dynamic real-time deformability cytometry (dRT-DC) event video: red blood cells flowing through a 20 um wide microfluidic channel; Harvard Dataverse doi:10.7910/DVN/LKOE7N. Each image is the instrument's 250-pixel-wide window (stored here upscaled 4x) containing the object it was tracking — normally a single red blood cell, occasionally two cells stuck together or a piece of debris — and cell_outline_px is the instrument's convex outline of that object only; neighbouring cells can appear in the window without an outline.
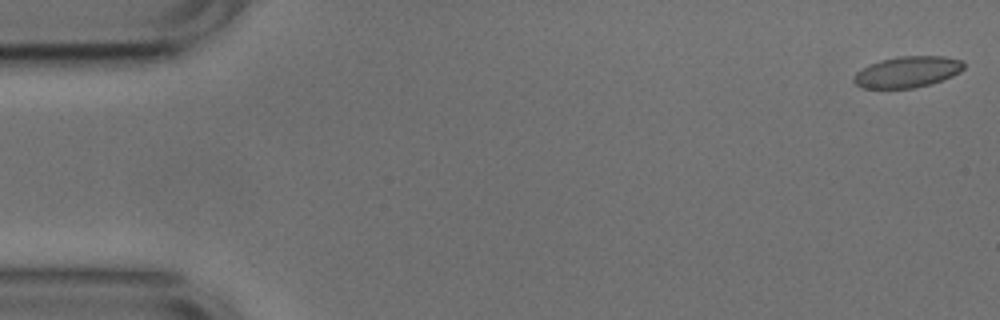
{"species": "common noctule bat (a hibernating species)", "species_latin": "Nyctalus noctula", "temperature_condition": "cold", "stored_images_in_passage": 53, "camera_frame_rate_fps": 3000, "um_per_image_px": 0.085, "animal": {"sex": "male", "body_mass_g": 17.9, "forearm_length_mm": 54.2}, "frame": {"image": 1, "passage_image": 1, "time_ms": 0.0, "image_size_px": [1000, 320], "cell_outline_px": [[964, 68], [960, 72], [952, 76], [928, 84], [912, 88], [864, 88], [856, 84], [852, 80], [852, 76], [856, 72], [868, 64], [880, 60], [900, 56], [944, 56], [964, 60]], "centroid_in_image_um": [77.11, 6.1], "position_along_channel_um": 7.9, "area_um2": 20.0}}
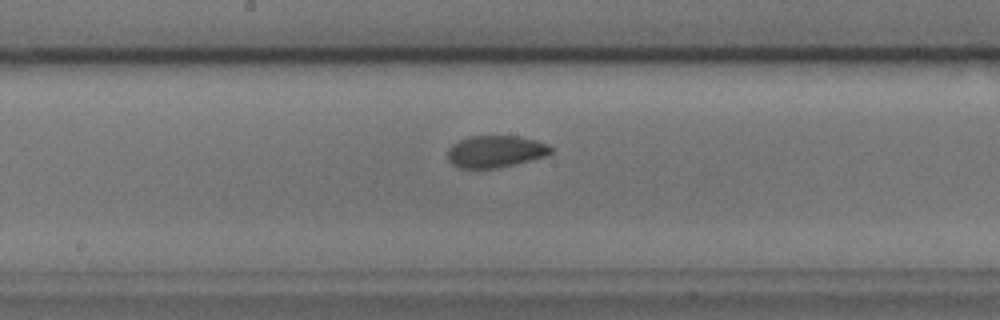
{"frame": {"image": 2, "passage_image": 27, "time_ms": 8.667, "image_size_px": [1000, 320], "cell_outline_px": [[556, 148], [548, 156], [516, 164], [496, 168], [460, 168], [452, 164], [448, 160], [448, 148], [452, 144], [460, 140], [472, 136], [516, 136], [536, 140], [548, 144]], "centroid_in_image_um": [42.17, 12.88], "position_along_channel_um": 206.0, "area_um2": 19.42}}
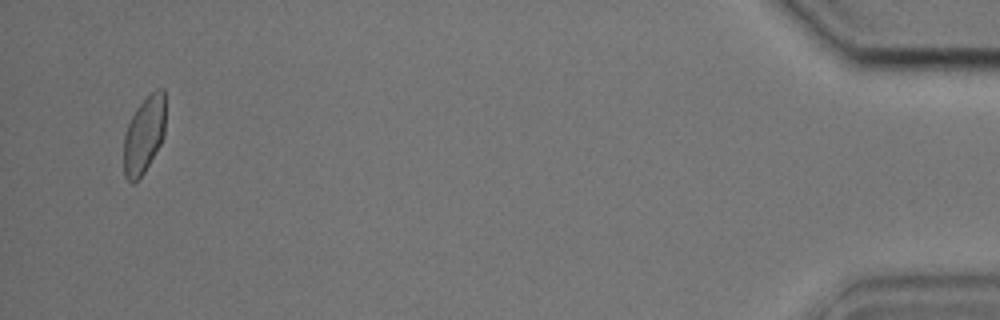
{"frame": {"image": 3, "passage_image": 51, "time_ms": 16.667, "image_size_px": [1000, 320], "cell_outline_px": [[164, 136], [160, 144], [144, 172], [132, 184], [124, 176], [124, 136], [128, 124], [136, 108], [156, 88], [164, 88]], "centroid_in_image_um": [12.23, 11.46], "position_along_channel_um": 423.0, "area_um2": 18.44}, "authors_computed_cell_mechanics": {"area_um2": 19.4786, "velocity_mm_per_s": 3.752, "shape_relaxation_time_tau1_ms": 8.8028, "shape_relaxation_time_tau2_ms": null, "deformation_change_tau1": 0.1866, "deformation_change_tau2": null}}